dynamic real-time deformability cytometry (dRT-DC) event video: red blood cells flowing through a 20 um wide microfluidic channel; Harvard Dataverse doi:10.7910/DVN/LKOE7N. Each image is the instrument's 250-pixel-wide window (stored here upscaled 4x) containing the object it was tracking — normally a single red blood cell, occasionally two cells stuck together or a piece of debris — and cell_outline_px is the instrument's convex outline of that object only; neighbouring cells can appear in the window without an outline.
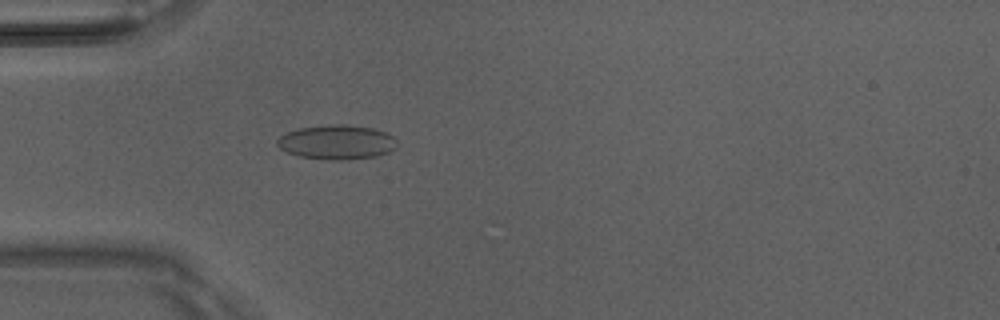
{"species": "Egyptian fruit bat (a non-hibernating species)", "species_latin": "Rousettus aegyptiacus", "temperature_condition": "room temperature", "stored_images_in_passage": 1, "camera_frame_rate_fps": 3000, "um_per_image_px": 0.085, "animal": {"sex": "male"}, "frame": {"image": 1, "passage_image": 1, "time_ms": 0.0, "image_size_px": [1000, 320], "cell_outline_px": [[396, 148], [388, 152], [376, 156], [348, 160], [332, 160], [300, 156], [288, 152], [280, 148], [276, 144], [276, 140], [280, 136], [288, 132], [300, 128], [332, 124], [344, 124], [372, 128], [384, 132], [392, 136], [396, 140]], "centroid_in_image_um": [28.63, 12.09], "position_along_channel_um": 56.4, "area_um2": 23.87}}